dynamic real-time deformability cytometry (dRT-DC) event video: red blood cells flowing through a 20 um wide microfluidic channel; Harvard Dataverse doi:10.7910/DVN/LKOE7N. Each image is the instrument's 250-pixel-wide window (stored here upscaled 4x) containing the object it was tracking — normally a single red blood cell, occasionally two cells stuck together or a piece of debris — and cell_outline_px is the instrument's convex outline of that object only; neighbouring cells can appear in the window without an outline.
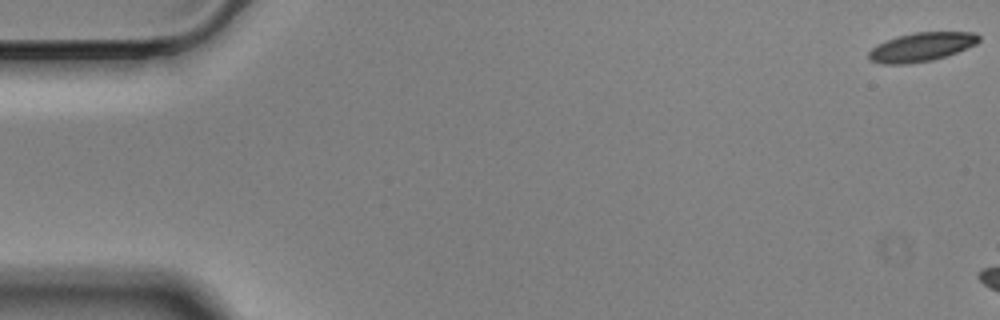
{"species": "Egyptian fruit bat (a non-hibernating species)", "species_latin": "Rousettus aegyptiacus", "temperature_condition": "cold", "stored_images_in_passage": 7, "camera_frame_rate_fps": 3000, "um_per_image_px": 0.085, "animal": {"sex": "male"}, "frame": {"image": 1, "passage_image": 1, "time_ms": 0.0, "image_size_px": [1000, 320], "cell_outline_px": [[980, 40], [976, 44], [956, 52], [932, 60], [908, 64], [880, 64], [868, 60], [868, 52], [876, 44], [896, 36], [912, 32], [976, 32], [980, 36]], "centroid_in_image_um": [78.27, 3.99], "position_along_channel_um": 6.7, "area_um2": 18.67}}